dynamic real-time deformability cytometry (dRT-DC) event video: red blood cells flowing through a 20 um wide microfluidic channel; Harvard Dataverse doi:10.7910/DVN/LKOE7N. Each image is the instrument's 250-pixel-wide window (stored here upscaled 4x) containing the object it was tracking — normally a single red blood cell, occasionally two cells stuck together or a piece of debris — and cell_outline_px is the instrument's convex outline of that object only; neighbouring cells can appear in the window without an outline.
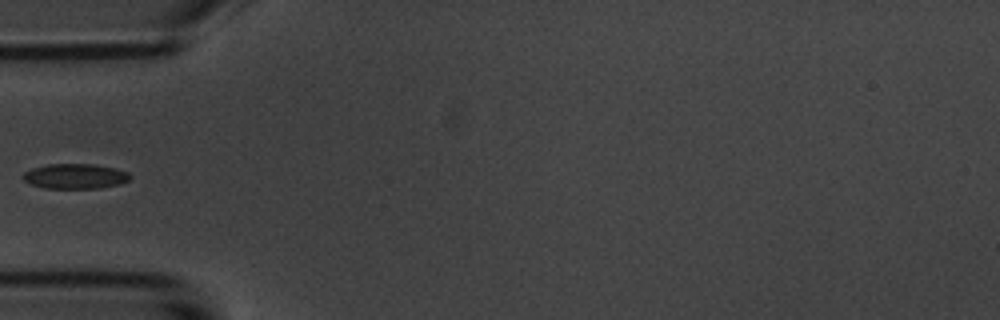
{"species": "common noctule bat (a hibernating species)", "species_latin": "Nyctalus noctula", "temperature_condition": "room temperature", "stored_images_in_passage": 6, "camera_frame_rate_fps": 3000, "um_per_image_px": 0.085, "animal": {"sex": "male", "body_mass_g": 20.1, "forearm_length_mm": 53.5}, "frame": {"image": 1, "passage_image": 5, "time_ms": 4.667, "image_size_px": [1000, 320], "cell_outline_px": [[132, 176], [128, 180], [120, 184], [100, 188], [44, 188], [32, 184], [24, 180], [20, 176], [24, 172], [32, 168], [48, 164], [92, 164], [116, 168], [128, 172]], "centroid_in_image_um": [6.39, 14.98], "position_along_channel_um": 78.6, "area_um2": 15.66}}